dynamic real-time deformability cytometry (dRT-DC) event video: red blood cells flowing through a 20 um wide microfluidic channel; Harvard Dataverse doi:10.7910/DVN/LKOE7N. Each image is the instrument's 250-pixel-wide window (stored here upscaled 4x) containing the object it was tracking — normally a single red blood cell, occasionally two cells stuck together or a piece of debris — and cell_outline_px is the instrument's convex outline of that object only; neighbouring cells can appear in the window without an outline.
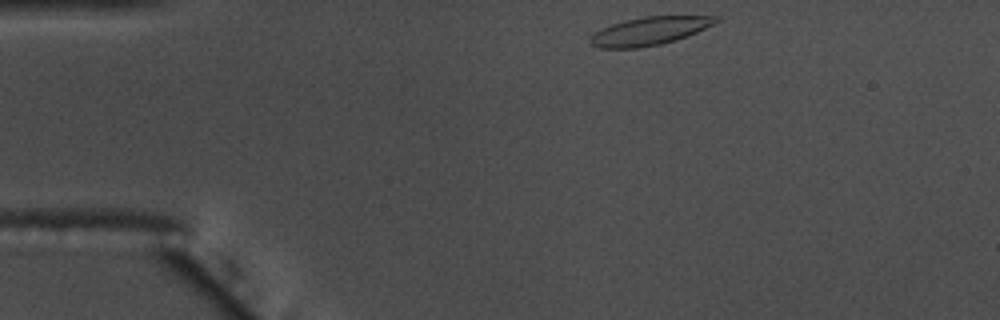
{"species": "common noctule bat (a hibernating species)", "species_latin": "Nyctalus noctula", "temperature_condition": "warm", "stored_images_in_passage": 40, "camera_frame_rate_fps": 3000, "um_per_image_px": 0.085, "animal": {"sex": "male", "body_mass_g": 17.5, "forearm_length_mm": 52.3}, "frame": {"image": 1, "passage_image": 1, "time_ms": 0.0, "image_size_px": [1000, 320], "cell_outline_px": [[720, 20], [696, 32], [676, 40], [660, 44], [636, 48], [600, 48], [588, 44], [588, 40], [596, 32], [612, 24], [644, 16], [720, 16]], "centroid_in_image_um": [55.19, 2.64], "position_along_channel_um": 29.8, "area_um2": 20.29}}
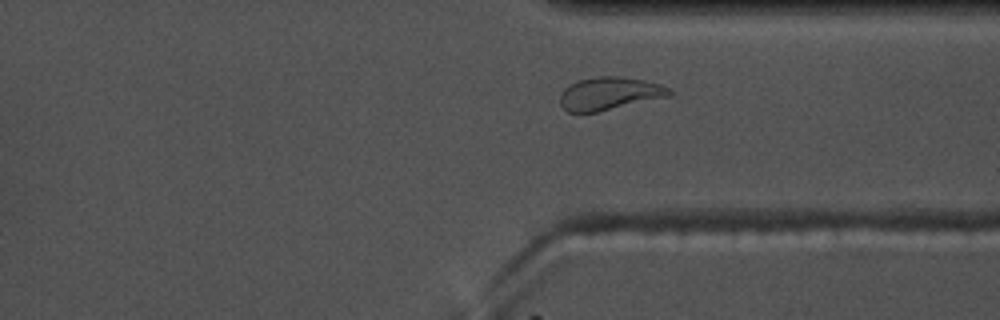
{"frame": {"image": 2, "passage_image": 33, "time_ms": 10.667, "image_size_px": [1000, 320], "cell_outline_px": [[672, 96], [596, 112], [568, 112], [560, 104], [560, 96], [564, 88], [580, 80], [600, 76], [620, 76], [644, 80], [660, 84], [668, 88], [672, 92]], "centroid_in_image_um": [51.83, 7.95], "position_along_channel_um": 359.6, "area_um2": 20.81}}
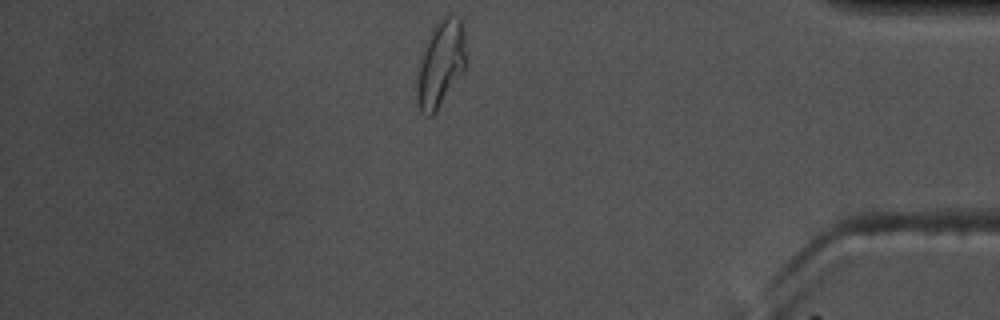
{"frame": {"image": 3, "passage_image": 39, "time_ms": 12.667, "image_size_px": [1000, 320], "cell_outline_px": [[464, 68], [432, 116], [428, 116], [420, 112], [416, 100], [416, 76], [420, 60], [432, 28], [448, 12], [460, 20], [464, 28]], "centroid_in_image_um": [37.4, 5.41], "position_along_channel_um": 397.8, "area_um2": 24.1}, "authors_computed_cell_mechanics": {"area_um2": 20.5768, "velocity_mm_per_s": 3.6194, "shape_relaxation_time_tau1_ms": 5.2361, "shape_relaxation_time_tau2_ms": 1.6008, "deformation_change_tau1": 0.1805, "deformation_change_tau2": 0.0878}}